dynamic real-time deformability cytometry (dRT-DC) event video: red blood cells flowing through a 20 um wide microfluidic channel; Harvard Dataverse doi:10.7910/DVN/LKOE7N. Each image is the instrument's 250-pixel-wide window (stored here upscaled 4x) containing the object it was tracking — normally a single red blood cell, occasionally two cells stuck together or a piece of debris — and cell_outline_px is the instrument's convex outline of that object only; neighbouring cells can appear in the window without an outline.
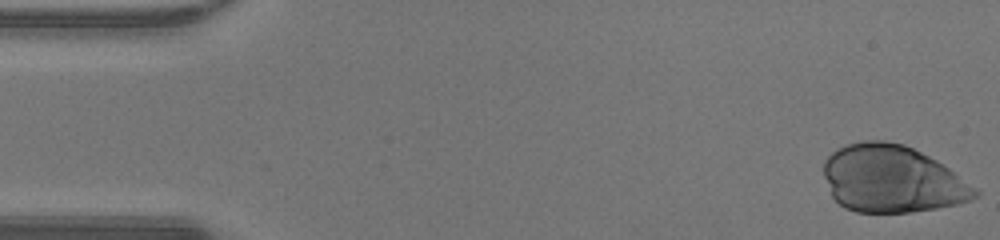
{"species": "human", "species_latin": "Homo sapiens", "temperature_condition": "warm", "stored_images_in_passage": 39, "camera_frame_rate_fps": 3000, "um_per_image_px": 0.085, "donor": {"sex": "male"}, "frame": {"image": 1, "passage_image": 1, "time_ms": 0.0, "image_size_px": [1000, 240], "cell_outline_px": [[980, 196], [972, 200], [956, 204], [936, 208], [908, 212], [856, 212], [844, 208], [832, 196], [824, 176], [824, 160], [836, 148], [844, 144], [860, 140], [884, 140], [904, 144], [936, 160], [948, 168], [976, 188], [980, 192]], "centroid_in_image_um": [75.8, 15.2], "position_along_channel_um": 9.2, "area_um2": 59.3}}
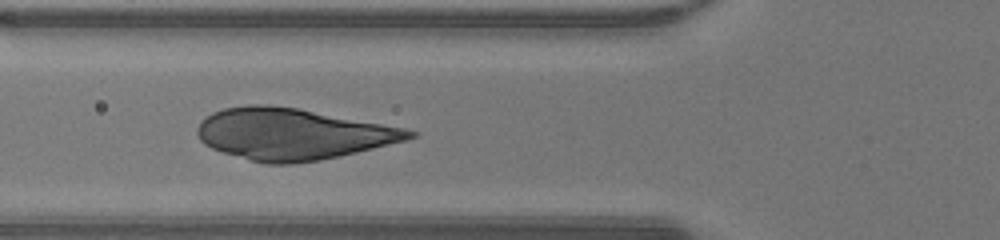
{"frame": {"image": 2, "passage_image": 17, "time_ms": 5.333, "image_size_px": [1000, 240], "cell_outline_px": [[420, 136], [408, 140], [340, 156], [320, 160], [292, 164], [264, 164], [224, 152], [212, 148], [204, 144], [200, 140], [196, 132], [196, 128], [200, 120], [212, 112], [224, 108], [248, 104], [268, 104], [296, 108], [404, 128], [420, 132]], "centroid_in_image_um": [24.85, 11.39], "position_along_channel_um": 100.9, "area_um2": 63.46}}
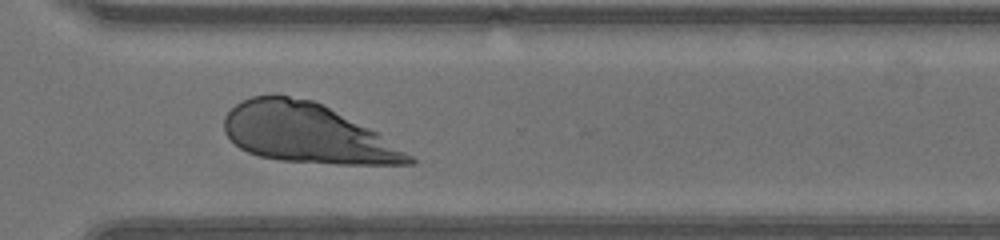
{"frame": {"image": 3, "passage_image": 34, "time_ms": 11.0, "image_size_px": [1000, 240], "cell_outline_px": [[416, 160], [412, 164], [336, 164], [280, 160], [260, 156], [248, 152], [240, 148], [224, 132], [224, 116], [236, 104], [252, 96], [276, 92], [312, 100], [376, 132], [412, 156]], "centroid_in_image_um": [26.03, 11.32], "position_along_channel_um": 344.6, "area_um2": 63.29}}